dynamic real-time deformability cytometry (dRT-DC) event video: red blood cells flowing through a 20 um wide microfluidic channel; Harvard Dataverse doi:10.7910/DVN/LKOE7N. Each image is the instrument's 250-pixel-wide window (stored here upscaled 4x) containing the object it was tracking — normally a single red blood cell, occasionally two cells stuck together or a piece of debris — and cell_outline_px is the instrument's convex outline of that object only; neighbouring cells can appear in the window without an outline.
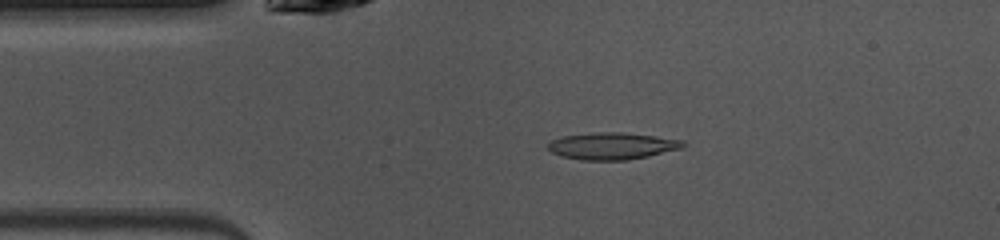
{"species": "common noctule bat (a hibernating species)", "species_latin": "Nyctalus noctula", "temperature_condition": "warm", "stored_images_in_passage": 47, "camera_frame_rate_fps": 3000, "um_per_image_px": 0.085, "animal": {"sex": "female", "body_mass_g": 10.0, "forearm_length_mm": 53.1}, "frame": {"image": 1, "passage_image": 8, "time_ms": 2.333, "image_size_px": [1000, 240], "cell_outline_px": [[684, 148], [648, 156], [628, 160], [580, 160], [560, 156], [552, 152], [548, 148], [548, 144], [552, 140], [564, 136], [596, 132], [624, 132], [656, 136], [684, 140]], "centroid_in_image_um": [52.06, 12.41], "position_along_channel_um": 32.9, "area_um2": 21.27}}
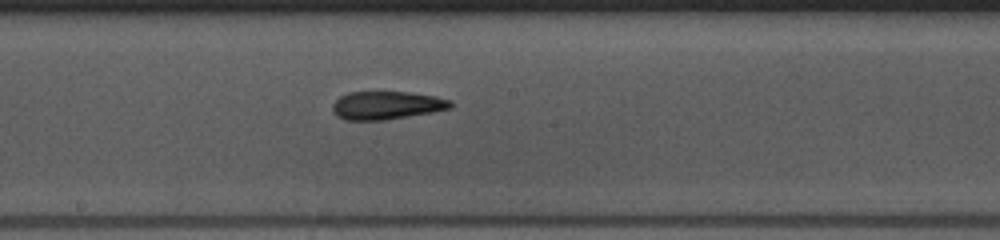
{"frame": {"image": 2, "passage_image": 23, "time_ms": 7.333, "image_size_px": [1000, 240], "cell_outline_px": [[456, 104], [452, 108], [432, 112], [384, 120], [344, 120], [336, 116], [332, 112], [332, 104], [340, 96], [348, 92], [412, 92], [436, 96], [452, 100]], "centroid_in_image_um": [32.89, 8.95], "position_along_channel_um": 215.3, "area_um2": 19.65}}
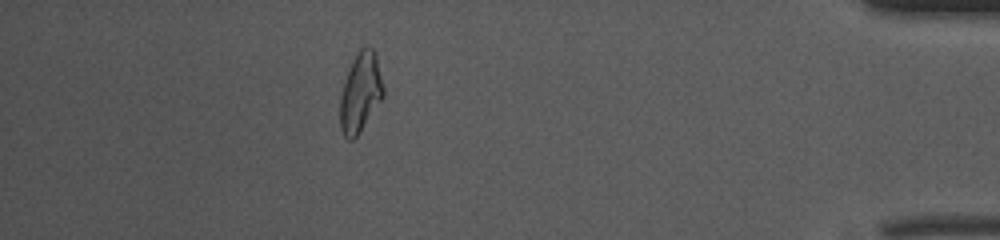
{"frame": {"image": 3, "passage_image": 41, "time_ms": 13.333, "image_size_px": [1000, 240], "cell_outline_px": [[384, 96], [360, 132], [352, 140], [348, 140], [344, 136], [340, 128], [340, 96], [352, 60], [360, 48], [364, 44], [368, 44], [376, 52], [384, 88]], "centroid_in_image_um": [30.65, 7.83], "position_along_channel_um": 404.5, "area_um2": 20.17}, "authors_computed_cell_mechanics": {"area_um2": 19.652, "velocity_mm_per_s": 4.0777, "shape_relaxation_time_tau1_ms": null, "shape_relaxation_time_tau2_ms": 5.6255, "deformation_change_tau1": null, "deformation_change_tau2": 0.172}}